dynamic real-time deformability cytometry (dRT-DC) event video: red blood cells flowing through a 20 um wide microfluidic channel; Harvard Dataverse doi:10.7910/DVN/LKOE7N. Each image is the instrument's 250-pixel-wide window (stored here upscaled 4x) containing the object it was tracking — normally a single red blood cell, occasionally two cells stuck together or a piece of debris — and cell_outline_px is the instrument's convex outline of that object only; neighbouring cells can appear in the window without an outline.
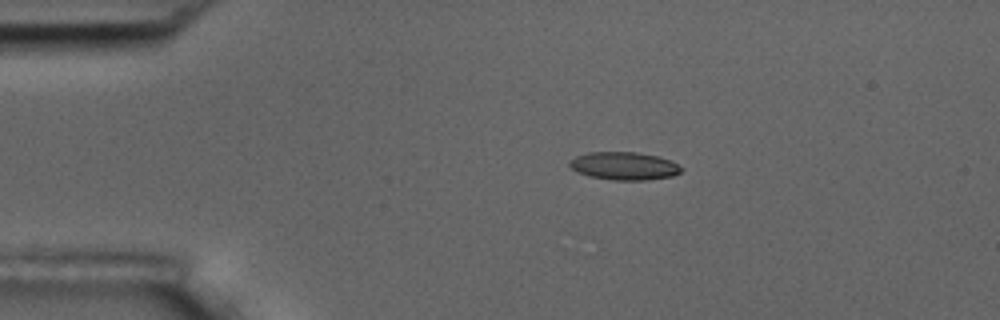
{"species": "common noctule bat (a hibernating species)", "species_latin": "Nyctalus noctula", "temperature_condition": "room temperature", "stored_images_in_passage": 8, "camera_frame_rate_fps": 3000, "um_per_image_px": 0.085, "animal": {"sex": "male", "body_mass_g": 17.5, "forearm_length_mm": 52.3}, "frame": {"image": 1, "passage_image": 3, "time_ms": 2.667, "image_size_px": [1000, 320], "cell_outline_px": [[684, 168], [680, 172], [672, 176], [648, 180], [612, 180], [588, 176], [576, 172], [568, 164], [568, 160], [576, 156], [588, 152], [636, 152], [660, 156], [672, 160]], "centroid_in_image_um": [53.06, 14.1], "position_along_channel_um": 31.9, "area_um2": 18.5}}
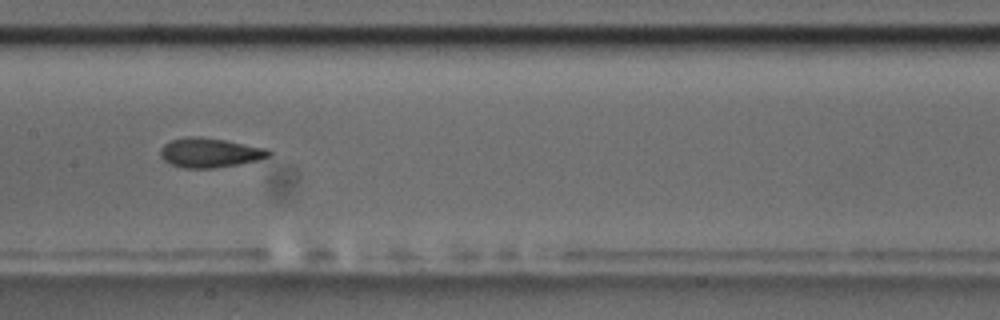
{"frame": {"image": 2, "passage_image": 8, "time_ms": 8.333, "image_size_px": [1000, 320], "cell_outline_px": [[272, 152], [268, 156], [260, 160], [212, 168], [184, 168], [168, 164], [160, 156], [160, 148], [164, 144], [172, 140], [188, 136], [200, 136], [224, 140], [268, 148]], "centroid_in_image_um": [17.81, 12.98], "position_along_channel_um": 189.6, "area_um2": 18.67}}